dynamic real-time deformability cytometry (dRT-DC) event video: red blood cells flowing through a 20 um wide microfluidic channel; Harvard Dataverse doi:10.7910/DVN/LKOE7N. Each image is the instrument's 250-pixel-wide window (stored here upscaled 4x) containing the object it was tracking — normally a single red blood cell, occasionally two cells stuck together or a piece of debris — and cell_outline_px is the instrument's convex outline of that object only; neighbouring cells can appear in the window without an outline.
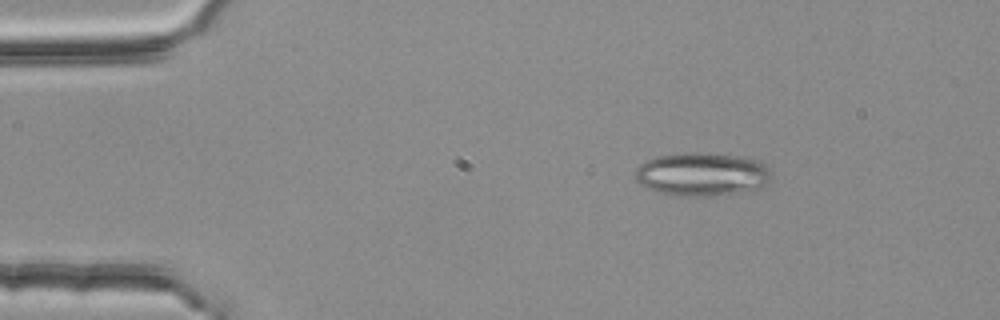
{"species": "common noctule bat (a hibernating species)", "species_latin": "Nyctalus noctula", "temperature_condition": "room temperature", "stored_images_in_passage": 5, "camera_frame_rate_fps": 3000, "um_per_image_px": 0.085, "animal": {"sex": "female", "body_mass_g": 25.1}, "frame": {"image": 1, "passage_image": 3, "time_ms": 0.667, "image_size_px": [1000, 320], "cell_outline_px": [[768, 184], [760, 188], [724, 196], [684, 196], [664, 192], [648, 188], [640, 184], [636, 180], [636, 168], [640, 164], [656, 156], [684, 152], [708, 152], [736, 156], [760, 160], [768, 168]], "centroid_in_image_um": [59.69, 14.8], "position_along_channel_um": 25.3, "area_um2": 34.51}}